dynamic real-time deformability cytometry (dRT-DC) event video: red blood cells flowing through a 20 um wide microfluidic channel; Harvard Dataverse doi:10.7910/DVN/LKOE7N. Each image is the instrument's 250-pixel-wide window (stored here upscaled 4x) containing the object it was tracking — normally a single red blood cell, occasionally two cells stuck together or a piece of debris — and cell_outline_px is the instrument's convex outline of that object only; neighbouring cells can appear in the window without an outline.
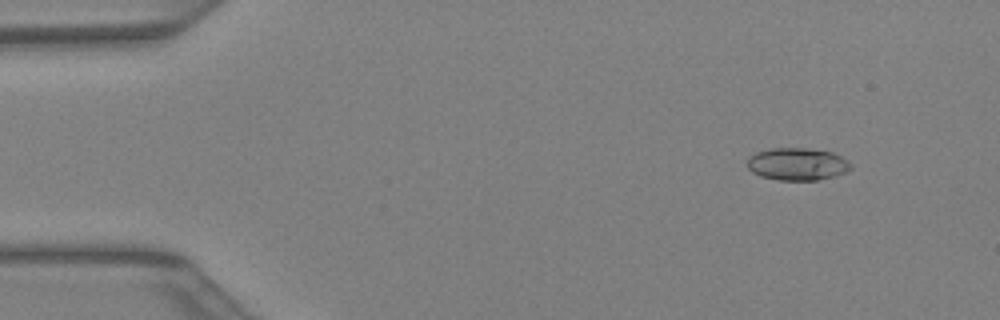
{"species": "Egyptian fruit bat (a non-hibernating species)", "species_latin": "Rousettus aegyptiacus", "temperature_condition": "warm", "stored_images_in_passage": 41, "camera_frame_rate_fps": 3000, "um_per_image_px": 0.085, "animal": {"sex": "female"}, "frame": {"image": 1, "passage_image": 4, "time_ms": 1.0, "image_size_px": [1000, 320], "cell_outline_px": [[852, 168], [836, 176], [816, 180], [776, 180], [760, 176], [752, 172], [748, 168], [748, 156], [756, 152], [772, 148], [804, 148], [832, 152], [848, 160], [852, 164]], "centroid_in_image_um": [67.76, 13.95], "position_along_channel_um": 17.2, "area_um2": 19.65}}
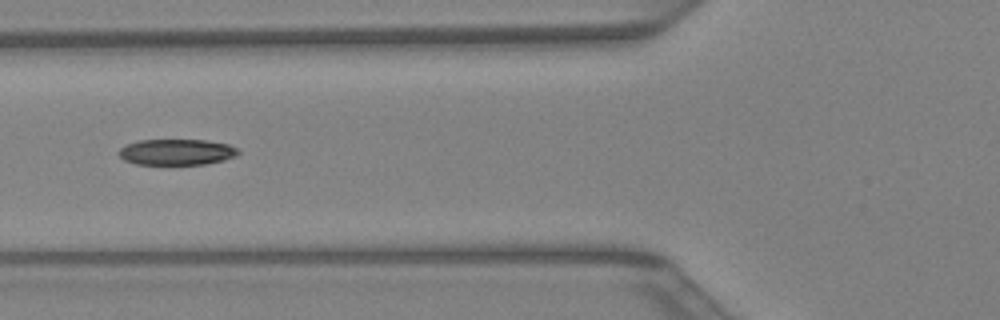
{"frame": {"image": 2, "passage_image": 16, "time_ms": 5.0, "image_size_px": [1000, 320], "cell_outline_px": [[240, 152], [236, 156], [224, 160], [204, 164], [136, 164], [124, 160], [116, 152], [120, 148], [128, 144], [140, 140], [204, 140], [228, 144], [236, 148]], "centroid_in_image_um": [15.0, 12.92], "position_along_channel_um": 110.8, "area_um2": 17.98}}
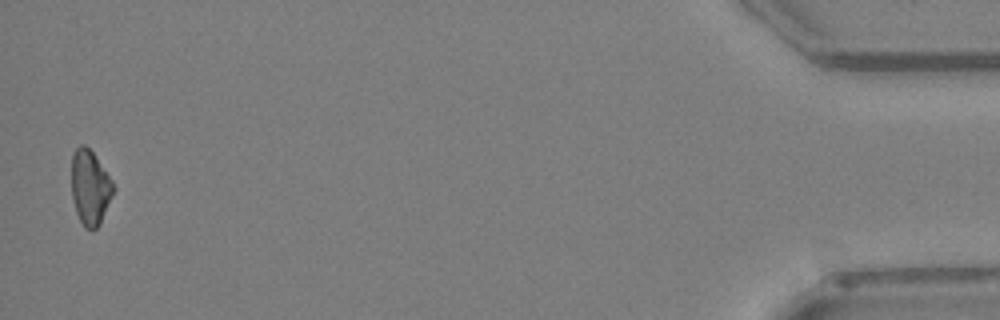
{"frame": {"image": 3, "passage_image": 41, "time_ms": 13.333, "image_size_px": [1000, 320], "cell_outline_px": [[112, 196], [100, 224], [92, 232], [84, 228], [76, 212], [72, 196], [72, 152], [80, 144], [84, 144], [92, 152], [112, 180]], "centroid_in_image_um": [7.63, 15.96], "position_along_channel_um": 427.6, "area_um2": 18.03}}